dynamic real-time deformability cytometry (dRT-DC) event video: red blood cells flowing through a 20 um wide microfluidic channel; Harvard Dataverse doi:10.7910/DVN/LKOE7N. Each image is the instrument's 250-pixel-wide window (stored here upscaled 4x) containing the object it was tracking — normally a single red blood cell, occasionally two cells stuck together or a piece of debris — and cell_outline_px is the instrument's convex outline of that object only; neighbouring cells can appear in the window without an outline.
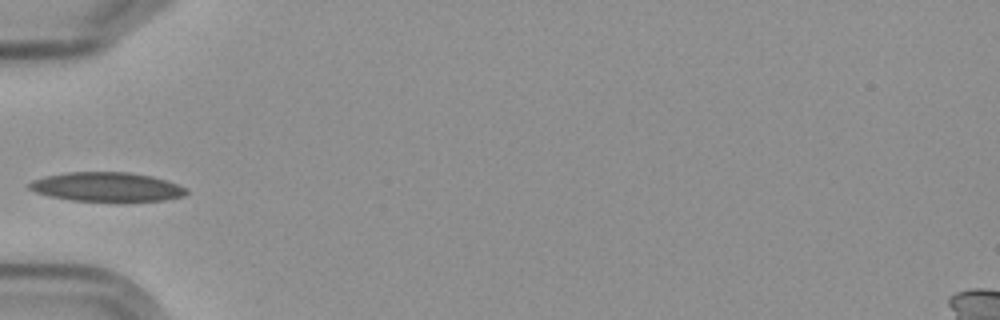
{"species": "Egyptian fruit bat (a non-hibernating species)", "species_latin": "Rousettus aegyptiacus", "temperature_condition": "cold", "stored_images_in_passage": 4, "camera_frame_rate_fps": 3000, "um_per_image_px": 0.085, "frame": {"image": 1, "passage_image": 4, "time_ms": 3.333, "image_size_px": [1000, 320], "cell_outline_px": [[188, 192], [184, 196], [164, 200], [116, 204], [72, 200], [48, 196], [36, 192], [28, 188], [28, 184], [32, 180], [44, 176], [68, 172], [128, 172], [152, 176], [188, 188]], "centroid_in_image_um": [9.09, 15.93], "position_along_channel_um": 75.9, "area_um2": 27.69}}